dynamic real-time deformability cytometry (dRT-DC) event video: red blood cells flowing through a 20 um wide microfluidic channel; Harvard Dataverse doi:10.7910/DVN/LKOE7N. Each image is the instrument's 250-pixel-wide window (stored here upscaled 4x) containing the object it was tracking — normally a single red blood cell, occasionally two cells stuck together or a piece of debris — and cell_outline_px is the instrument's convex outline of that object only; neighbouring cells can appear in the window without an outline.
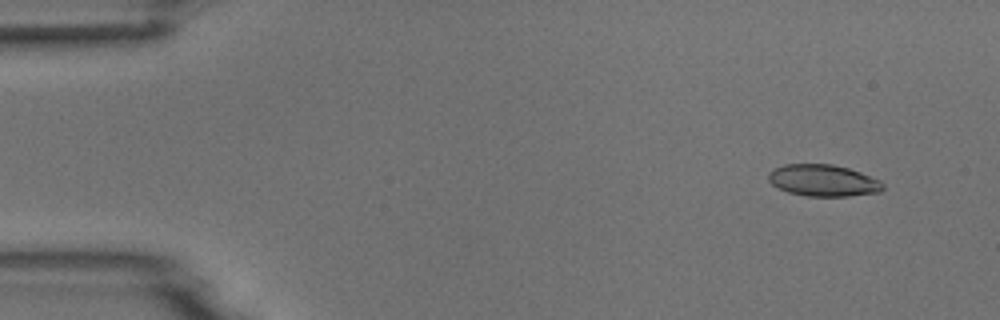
{"species": "common noctule bat (a hibernating species)", "species_latin": "Nyctalus noctula", "temperature_condition": "room temperature", "stored_images_in_passage": 6, "camera_frame_rate_fps": 3000, "um_per_image_px": 0.085, "animal": {"sex": "male", "body_mass_g": 18.8}, "frame": {"image": 1, "passage_image": 2, "time_ms": 0.333, "image_size_px": [1000, 320], "cell_outline_px": [[884, 188], [880, 192], [848, 196], [804, 196], [788, 192], [772, 184], [768, 180], [768, 172], [772, 168], [784, 164], [832, 164], [848, 168], [860, 172], [880, 180], [884, 184]], "centroid_in_image_um": [69.96, 15.33], "position_along_channel_um": 15.0, "area_um2": 21.27}}
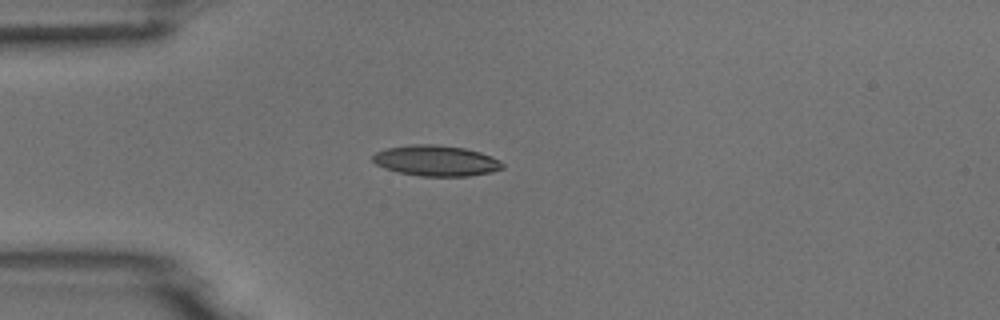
{"frame": {"image": 2, "passage_image": 5, "time_ms": 1.333, "image_size_px": [1000, 320], "cell_outline_px": [[504, 168], [492, 172], [468, 176], [420, 176], [396, 172], [384, 168], [376, 164], [372, 160], [372, 156], [376, 152], [388, 148], [408, 144], [432, 144], [464, 148], [480, 152], [492, 156], [500, 160], [504, 164]], "centroid_in_image_um": [37.07, 13.66], "position_along_channel_um": 47.9, "area_um2": 23.35}}